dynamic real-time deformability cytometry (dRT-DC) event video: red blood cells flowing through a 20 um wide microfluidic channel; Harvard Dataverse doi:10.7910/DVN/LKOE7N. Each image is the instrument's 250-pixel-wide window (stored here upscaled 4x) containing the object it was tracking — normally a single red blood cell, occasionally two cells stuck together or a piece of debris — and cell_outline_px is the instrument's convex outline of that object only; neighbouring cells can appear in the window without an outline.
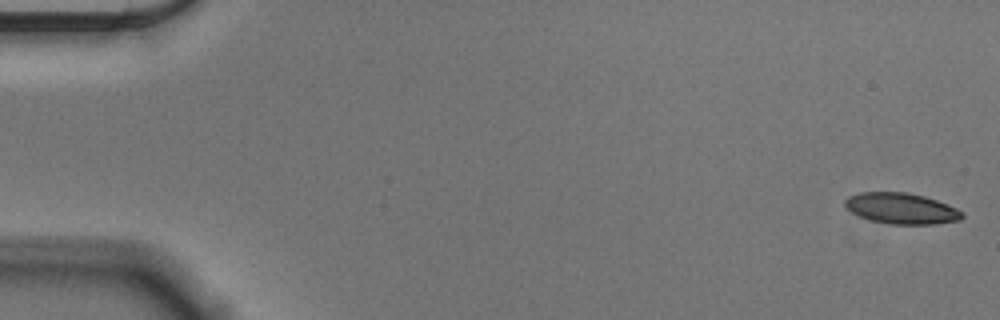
{"species": "Egyptian fruit bat (a non-hibernating species)", "species_latin": "Rousettus aegyptiacus", "temperature_condition": "cold", "stored_images_in_passage": 52, "camera_frame_rate_fps": 3000, "um_per_image_px": 0.085, "animal": {"sex": "male"}, "frame": {"image": 1, "passage_image": 1, "time_ms": 0.0, "image_size_px": [1000, 320], "cell_outline_px": [[964, 216], [960, 220], [936, 224], [888, 224], [872, 220], [860, 216], [852, 212], [844, 204], [844, 200], [848, 196], [860, 192], [908, 192], [924, 196], [948, 204], [964, 212]], "centroid_in_image_um": [76.64, 17.71], "position_along_channel_um": 8.4, "area_um2": 21.15}}
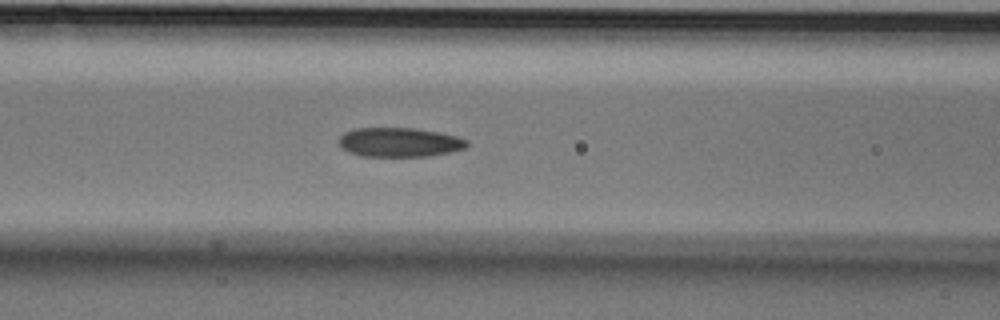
{"frame": {"image": 2, "passage_image": 23, "time_ms": 7.333, "image_size_px": [1000, 320], "cell_outline_px": [[468, 144], [464, 148], [452, 152], [428, 156], [360, 156], [348, 152], [340, 144], [340, 136], [344, 132], [356, 128], [416, 128], [440, 132], [456, 136], [468, 140]], "centroid_in_image_um": [33.97, 12.09], "position_along_channel_um": 132.6, "area_um2": 21.85}}
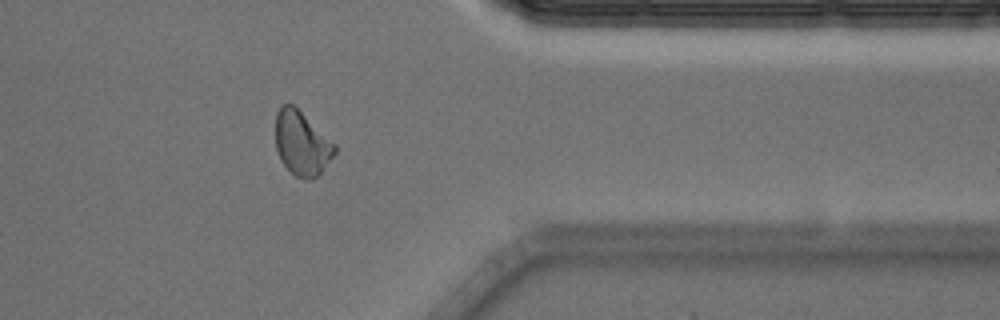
{"frame": {"image": 3, "passage_image": 45, "time_ms": 14.667, "image_size_px": [1000, 320], "cell_outline_px": [[336, 152], [320, 172], [316, 176], [308, 180], [304, 180], [296, 176], [280, 160], [276, 148], [276, 112], [284, 104], [292, 104], [336, 144]], "centroid_in_image_um": [25.64, 12.19], "position_along_channel_um": 385.8, "area_um2": 21.73}}